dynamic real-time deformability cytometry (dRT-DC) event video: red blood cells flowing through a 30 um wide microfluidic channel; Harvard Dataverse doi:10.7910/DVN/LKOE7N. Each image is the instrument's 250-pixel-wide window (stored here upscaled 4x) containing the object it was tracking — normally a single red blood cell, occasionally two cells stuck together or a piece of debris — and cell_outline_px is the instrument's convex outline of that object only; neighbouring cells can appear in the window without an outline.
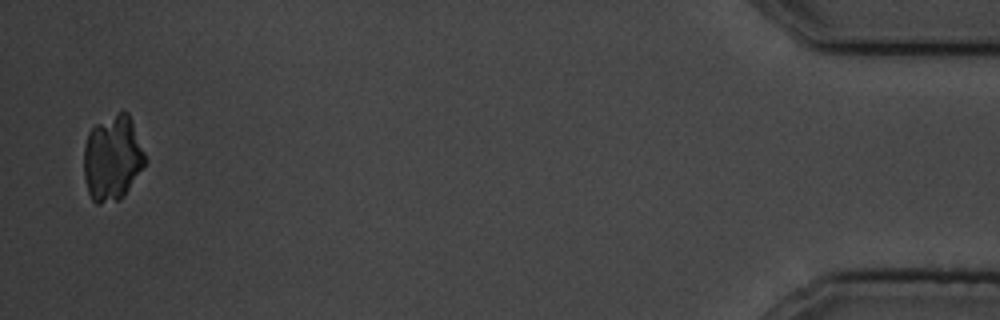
{"species": "common noctule bat (a hibernating species)", "species_latin": "Nyctalus noctula", "temperature_condition": "cold", "stored_images_in_passage": 12, "camera_frame_rate_fps": 3000, "um_per_image_px": 0.085, "animal": {"sex": "male", "body_mass_g": 19.5, "forearm_length_mm": 54.6}, "frame": {"image": 1, "passage_image": 12, "time_ms": 13.333, "image_size_px": [1000, 320], "cell_outline_px": [[148, 160], [124, 196], [120, 200], [100, 204], [96, 204], [92, 200], [88, 192], [84, 180], [84, 144], [88, 132], [96, 124], [124, 108], [128, 112]], "centroid_in_image_um": [9.56, 13.44], "position_along_channel_um": 425.6, "area_um2": 30.87}}